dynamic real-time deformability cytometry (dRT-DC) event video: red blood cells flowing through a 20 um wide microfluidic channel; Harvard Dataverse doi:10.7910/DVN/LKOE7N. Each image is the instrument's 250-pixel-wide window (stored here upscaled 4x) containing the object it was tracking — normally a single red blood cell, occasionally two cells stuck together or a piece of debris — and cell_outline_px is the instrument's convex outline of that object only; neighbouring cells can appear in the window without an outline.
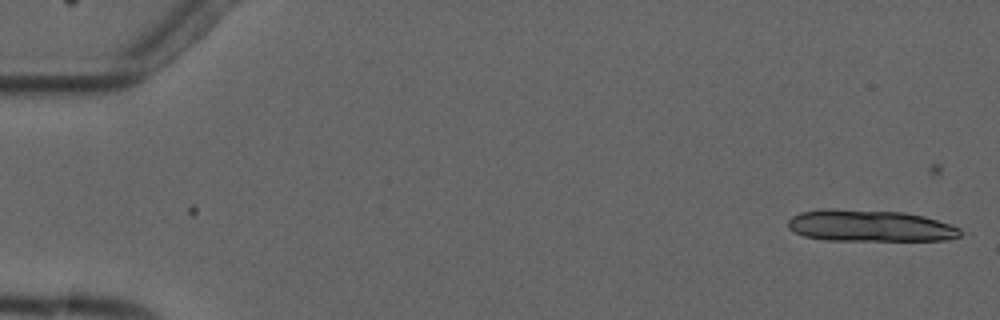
{"species": "common noctule bat (a hibernating species)", "species_latin": "Nyctalus noctula", "temperature_condition": "cold", "stored_images_in_passage": 4, "segment_of_instrument_passage": [2, 2], "camera_frame_rate_fps": 3000, "um_per_image_px": 0.085, "animal": {"sex": "male", "forearm_length_mm": 52.5}, "frame": {"image": 1, "passage_image": 4, "time_ms": 7.0, "image_size_px": [1000, 320], "cell_outline_px": [[964, 232], [960, 236], [948, 240], [824, 240], [804, 236], [788, 228], [788, 220], [792, 216], [800, 212], [824, 208], [836, 208], [904, 212], [924, 216], [960, 228]], "centroid_in_image_um": [73.92, 19.18], "position_along_channel_um": 11.1, "area_um2": 32.02}}